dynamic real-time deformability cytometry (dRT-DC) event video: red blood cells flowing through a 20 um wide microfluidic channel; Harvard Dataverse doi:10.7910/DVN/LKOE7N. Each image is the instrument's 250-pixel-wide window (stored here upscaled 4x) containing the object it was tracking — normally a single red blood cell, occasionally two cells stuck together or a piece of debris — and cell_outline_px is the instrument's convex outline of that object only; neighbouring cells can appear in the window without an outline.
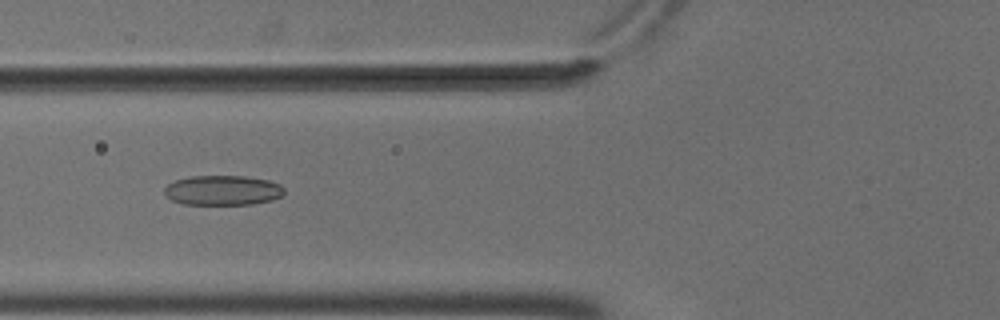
{"species": "common noctule bat (a hibernating species)", "species_latin": "Nyctalus noctula", "temperature_condition": "cold", "stored_images_in_passage": 8, "camera_frame_rate_fps": 3000, "um_per_image_px": 0.085, "animal": {"sex": "male", "body_mass_g": 18.8}, "frame": {"image": 1, "passage_image": 7, "time_ms": 2.0, "image_size_px": [1000, 320], "cell_outline_px": [[284, 192], [280, 196], [272, 200], [252, 204], [184, 204], [172, 200], [164, 192], [164, 188], [168, 184], [176, 180], [192, 176], [244, 176], [268, 180], [280, 184], [284, 188]], "centroid_in_image_um": [18.94, 16.17], "position_along_channel_um": 106.9, "area_um2": 20.69}}
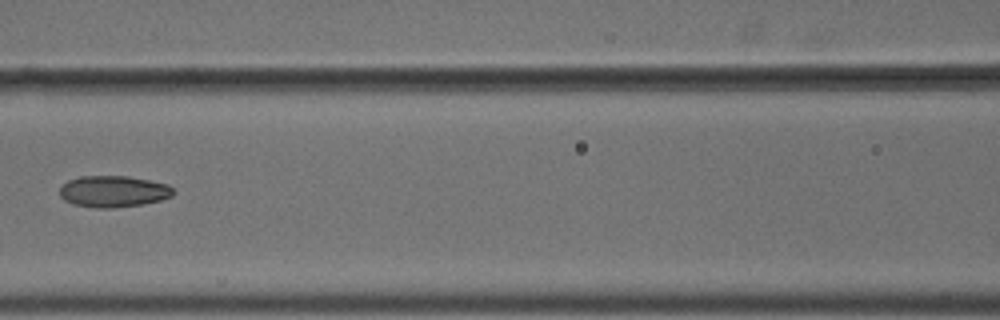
{"frame": {"image": 2, "passage_image": 8, "time_ms": 2.333, "image_size_px": [1000, 320], "cell_outline_px": [[176, 192], [172, 196], [160, 200], [144, 204], [112, 208], [96, 208], [72, 204], [64, 200], [60, 196], [60, 188], [68, 180], [80, 176], [128, 176], [168, 184]], "centroid_in_image_um": [9.64, 16.27], "position_along_channel_um": 157.0, "area_um2": 20.92}}